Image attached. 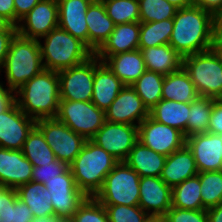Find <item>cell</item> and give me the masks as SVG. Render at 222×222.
<instances>
[{
  "instance_id": "cell-3",
  "label": "cell",
  "mask_w": 222,
  "mask_h": 222,
  "mask_svg": "<svg viewBox=\"0 0 222 222\" xmlns=\"http://www.w3.org/2000/svg\"><path fill=\"white\" fill-rule=\"evenodd\" d=\"M119 163L100 146L86 140L81 152L69 165L77 187L87 196L95 197L107 174Z\"/></svg>"
},
{
  "instance_id": "cell-31",
  "label": "cell",
  "mask_w": 222,
  "mask_h": 222,
  "mask_svg": "<svg viewBox=\"0 0 222 222\" xmlns=\"http://www.w3.org/2000/svg\"><path fill=\"white\" fill-rule=\"evenodd\" d=\"M198 175L188 178L172 188V207L190 210L203 209Z\"/></svg>"
},
{
  "instance_id": "cell-57",
  "label": "cell",
  "mask_w": 222,
  "mask_h": 222,
  "mask_svg": "<svg viewBox=\"0 0 222 222\" xmlns=\"http://www.w3.org/2000/svg\"><path fill=\"white\" fill-rule=\"evenodd\" d=\"M55 222H75L73 218H56Z\"/></svg>"
},
{
  "instance_id": "cell-46",
  "label": "cell",
  "mask_w": 222,
  "mask_h": 222,
  "mask_svg": "<svg viewBox=\"0 0 222 222\" xmlns=\"http://www.w3.org/2000/svg\"><path fill=\"white\" fill-rule=\"evenodd\" d=\"M40 0H14L15 26Z\"/></svg>"
},
{
  "instance_id": "cell-32",
  "label": "cell",
  "mask_w": 222,
  "mask_h": 222,
  "mask_svg": "<svg viewBox=\"0 0 222 222\" xmlns=\"http://www.w3.org/2000/svg\"><path fill=\"white\" fill-rule=\"evenodd\" d=\"M163 75L157 72L145 71L132 85L144 106L150 111L162 100Z\"/></svg>"
},
{
  "instance_id": "cell-37",
  "label": "cell",
  "mask_w": 222,
  "mask_h": 222,
  "mask_svg": "<svg viewBox=\"0 0 222 222\" xmlns=\"http://www.w3.org/2000/svg\"><path fill=\"white\" fill-rule=\"evenodd\" d=\"M115 25L140 22L138 0H101Z\"/></svg>"
},
{
  "instance_id": "cell-8",
  "label": "cell",
  "mask_w": 222,
  "mask_h": 222,
  "mask_svg": "<svg viewBox=\"0 0 222 222\" xmlns=\"http://www.w3.org/2000/svg\"><path fill=\"white\" fill-rule=\"evenodd\" d=\"M56 119L90 140L105 123V111L92 101L60 100Z\"/></svg>"
},
{
  "instance_id": "cell-40",
  "label": "cell",
  "mask_w": 222,
  "mask_h": 222,
  "mask_svg": "<svg viewBox=\"0 0 222 222\" xmlns=\"http://www.w3.org/2000/svg\"><path fill=\"white\" fill-rule=\"evenodd\" d=\"M109 222H143L148 215L139 205H104Z\"/></svg>"
},
{
  "instance_id": "cell-10",
  "label": "cell",
  "mask_w": 222,
  "mask_h": 222,
  "mask_svg": "<svg viewBox=\"0 0 222 222\" xmlns=\"http://www.w3.org/2000/svg\"><path fill=\"white\" fill-rule=\"evenodd\" d=\"M43 186L49 190V196L57 218H72L87 196L77 187L70 168Z\"/></svg>"
},
{
  "instance_id": "cell-44",
  "label": "cell",
  "mask_w": 222,
  "mask_h": 222,
  "mask_svg": "<svg viewBox=\"0 0 222 222\" xmlns=\"http://www.w3.org/2000/svg\"><path fill=\"white\" fill-rule=\"evenodd\" d=\"M208 133L222 136V99H214Z\"/></svg>"
},
{
  "instance_id": "cell-51",
  "label": "cell",
  "mask_w": 222,
  "mask_h": 222,
  "mask_svg": "<svg viewBox=\"0 0 222 222\" xmlns=\"http://www.w3.org/2000/svg\"><path fill=\"white\" fill-rule=\"evenodd\" d=\"M208 222H222V203L217 206L207 208Z\"/></svg>"
},
{
  "instance_id": "cell-53",
  "label": "cell",
  "mask_w": 222,
  "mask_h": 222,
  "mask_svg": "<svg viewBox=\"0 0 222 222\" xmlns=\"http://www.w3.org/2000/svg\"><path fill=\"white\" fill-rule=\"evenodd\" d=\"M167 1L173 4L178 9L189 7L194 4V0H167Z\"/></svg>"
},
{
  "instance_id": "cell-15",
  "label": "cell",
  "mask_w": 222,
  "mask_h": 222,
  "mask_svg": "<svg viewBox=\"0 0 222 222\" xmlns=\"http://www.w3.org/2000/svg\"><path fill=\"white\" fill-rule=\"evenodd\" d=\"M57 27V0H40L20 20L17 25V33L25 38L40 39Z\"/></svg>"
},
{
  "instance_id": "cell-38",
  "label": "cell",
  "mask_w": 222,
  "mask_h": 222,
  "mask_svg": "<svg viewBox=\"0 0 222 222\" xmlns=\"http://www.w3.org/2000/svg\"><path fill=\"white\" fill-rule=\"evenodd\" d=\"M140 10V22H158L173 19L177 7L167 0H138Z\"/></svg>"
},
{
  "instance_id": "cell-36",
  "label": "cell",
  "mask_w": 222,
  "mask_h": 222,
  "mask_svg": "<svg viewBox=\"0 0 222 222\" xmlns=\"http://www.w3.org/2000/svg\"><path fill=\"white\" fill-rule=\"evenodd\" d=\"M203 209L222 203V170L198 173Z\"/></svg>"
},
{
  "instance_id": "cell-11",
  "label": "cell",
  "mask_w": 222,
  "mask_h": 222,
  "mask_svg": "<svg viewBox=\"0 0 222 222\" xmlns=\"http://www.w3.org/2000/svg\"><path fill=\"white\" fill-rule=\"evenodd\" d=\"M90 140L124 162L138 141V126L105 121Z\"/></svg>"
},
{
  "instance_id": "cell-6",
  "label": "cell",
  "mask_w": 222,
  "mask_h": 222,
  "mask_svg": "<svg viewBox=\"0 0 222 222\" xmlns=\"http://www.w3.org/2000/svg\"><path fill=\"white\" fill-rule=\"evenodd\" d=\"M199 96L222 99V52L216 47L182 58Z\"/></svg>"
},
{
  "instance_id": "cell-35",
  "label": "cell",
  "mask_w": 222,
  "mask_h": 222,
  "mask_svg": "<svg viewBox=\"0 0 222 222\" xmlns=\"http://www.w3.org/2000/svg\"><path fill=\"white\" fill-rule=\"evenodd\" d=\"M213 100L212 97L198 96L190 103L188 136L208 131Z\"/></svg>"
},
{
  "instance_id": "cell-48",
  "label": "cell",
  "mask_w": 222,
  "mask_h": 222,
  "mask_svg": "<svg viewBox=\"0 0 222 222\" xmlns=\"http://www.w3.org/2000/svg\"><path fill=\"white\" fill-rule=\"evenodd\" d=\"M0 82V113L4 112L14 101L15 92Z\"/></svg>"
},
{
  "instance_id": "cell-42",
  "label": "cell",
  "mask_w": 222,
  "mask_h": 222,
  "mask_svg": "<svg viewBox=\"0 0 222 222\" xmlns=\"http://www.w3.org/2000/svg\"><path fill=\"white\" fill-rule=\"evenodd\" d=\"M164 217L166 222H208L206 209L190 210L171 207Z\"/></svg>"
},
{
  "instance_id": "cell-54",
  "label": "cell",
  "mask_w": 222,
  "mask_h": 222,
  "mask_svg": "<svg viewBox=\"0 0 222 222\" xmlns=\"http://www.w3.org/2000/svg\"><path fill=\"white\" fill-rule=\"evenodd\" d=\"M216 36H222V11L215 17Z\"/></svg>"
},
{
  "instance_id": "cell-30",
  "label": "cell",
  "mask_w": 222,
  "mask_h": 222,
  "mask_svg": "<svg viewBox=\"0 0 222 222\" xmlns=\"http://www.w3.org/2000/svg\"><path fill=\"white\" fill-rule=\"evenodd\" d=\"M18 198L27 204L34 218L54 215L49 190L41 183L28 182L16 189Z\"/></svg>"
},
{
  "instance_id": "cell-26",
  "label": "cell",
  "mask_w": 222,
  "mask_h": 222,
  "mask_svg": "<svg viewBox=\"0 0 222 222\" xmlns=\"http://www.w3.org/2000/svg\"><path fill=\"white\" fill-rule=\"evenodd\" d=\"M166 158L137 141L124 162L140 177H160Z\"/></svg>"
},
{
  "instance_id": "cell-22",
  "label": "cell",
  "mask_w": 222,
  "mask_h": 222,
  "mask_svg": "<svg viewBox=\"0 0 222 222\" xmlns=\"http://www.w3.org/2000/svg\"><path fill=\"white\" fill-rule=\"evenodd\" d=\"M124 83L131 86L145 71L140 49L121 52L112 56H96Z\"/></svg>"
},
{
  "instance_id": "cell-52",
  "label": "cell",
  "mask_w": 222,
  "mask_h": 222,
  "mask_svg": "<svg viewBox=\"0 0 222 222\" xmlns=\"http://www.w3.org/2000/svg\"><path fill=\"white\" fill-rule=\"evenodd\" d=\"M0 31H17V26L0 14Z\"/></svg>"
},
{
  "instance_id": "cell-50",
  "label": "cell",
  "mask_w": 222,
  "mask_h": 222,
  "mask_svg": "<svg viewBox=\"0 0 222 222\" xmlns=\"http://www.w3.org/2000/svg\"><path fill=\"white\" fill-rule=\"evenodd\" d=\"M0 14L15 25L14 0H0Z\"/></svg>"
},
{
  "instance_id": "cell-23",
  "label": "cell",
  "mask_w": 222,
  "mask_h": 222,
  "mask_svg": "<svg viewBox=\"0 0 222 222\" xmlns=\"http://www.w3.org/2000/svg\"><path fill=\"white\" fill-rule=\"evenodd\" d=\"M195 159L185 144L167 156L160 178L171 188L198 175Z\"/></svg>"
},
{
  "instance_id": "cell-4",
  "label": "cell",
  "mask_w": 222,
  "mask_h": 222,
  "mask_svg": "<svg viewBox=\"0 0 222 222\" xmlns=\"http://www.w3.org/2000/svg\"><path fill=\"white\" fill-rule=\"evenodd\" d=\"M44 69L38 39L25 38L18 33L12 38L0 73L4 70L6 86L17 91Z\"/></svg>"
},
{
  "instance_id": "cell-7",
  "label": "cell",
  "mask_w": 222,
  "mask_h": 222,
  "mask_svg": "<svg viewBox=\"0 0 222 222\" xmlns=\"http://www.w3.org/2000/svg\"><path fill=\"white\" fill-rule=\"evenodd\" d=\"M140 176L125 162H119L105 177L95 198L102 205L137 206Z\"/></svg>"
},
{
  "instance_id": "cell-28",
  "label": "cell",
  "mask_w": 222,
  "mask_h": 222,
  "mask_svg": "<svg viewBox=\"0 0 222 222\" xmlns=\"http://www.w3.org/2000/svg\"><path fill=\"white\" fill-rule=\"evenodd\" d=\"M190 103L160 100L150 111L149 116L165 125L174 127L188 137Z\"/></svg>"
},
{
  "instance_id": "cell-34",
  "label": "cell",
  "mask_w": 222,
  "mask_h": 222,
  "mask_svg": "<svg viewBox=\"0 0 222 222\" xmlns=\"http://www.w3.org/2000/svg\"><path fill=\"white\" fill-rule=\"evenodd\" d=\"M173 26V19L148 23L140 22L139 48L169 44Z\"/></svg>"
},
{
  "instance_id": "cell-41",
  "label": "cell",
  "mask_w": 222,
  "mask_h": 222,
  "mask_svg": "<svg viewBox=\"0 0 222 222\" xmlns=\"http://www.w3.org/2000/svg\"><path fill=\"white\" fill-rule=\"evenodd\" d=\"M69 169V165L55 159L50 164L34 167L32 171V181L41 183L56 178V176L64 174Z\"/></svg>"
},
{
  "instance_id": "cell-9",
  "label": "cell",
  "mask_w": 222,
  "mask_h": 222,
  "mask_svg": "<svg viewBox=\"0 0 222 222\" xmlns=\"http://www.w3.org/2000/svg\"><path fill=\"white\" fill-rule=\"evenodd\" d=\"M36 127L42 132L56 159L68 165L74 161L86 142L83 136L56 118L36 120Z\"/></svg>"
},
{
  "instance_id": "cell-17",
  "label": "cell",
  "mask_w": 222,
  "mask_h": 222,
  "mask_svg": "<svg viewBox=\"0 0 222 222\" xmlns=\"http://www.w3.org/2000/svg\"><path fill=\"white\" fill-rule=\"evenodd\" d=\"M148 116V109L131 86H124L117 98L105 110L106 121L112 123L139 126Z\"/></svg>"
},
{
  "instance_id": "cell-55",
  "label": "cell",
  "mask_w": 222,
  "mask_h": 222,
  "mask_svg": "<svg viewBox=\"0 0 222 222\" xmlns=\"http://www.w3.org/2000/svg\"><path fill=\"white\" fill-rule=\"evenodd\" d=\"M143 222H166L164 216L160 215H147Z\"/></svg>"
},
{
  "instance_id": "cell-39",
  "label": "cell",
  "mask_w": 222,
  "mask_h": 222,
  "mask_svg": "<svg viewBox=\"0 0 222 222\" xmlns=\"http://www.w3.org/2000/svg\"><path fill=\"white\" fill-rule=\"evenodd\" d=\"M72 218L75 222H109L104 205L95 197H87Z\"/></svg>"
},
{
  "instance_id": "cell-49",
  "label": "cell",
  "mask_w": 222,
  "mask_h": 222,
  "mask_svg": "<svg viewBox=\"0 0 222 222\" xmlns=\"http://www.w3.org/2000/svg\"><path fill=\"white\" fill-rule=\"evenodd\" d=\"M194 4L211 12L215 17L222 11V0H194Z\"/></svg>"
},
{
  "instance_id": "cell-19",
  "label": "cell",
  "mask_w": 222,
  "mask_h": 222,
  "mask_svg": "<svg viewBox=\"0 0 222 222\" xmlns=\"http://www.w3.org/2000/svg\"><path fill=\"white\" fill-rule=\"evenodd\" d=\"M32 163L22 150L0 147V184L17 189L32 181Z\"/></svg>"
},
{
  "instance_id": "cell-47",
  "label": "cell",
  "mask_w": 222,
  "mask_h": 222,
  "mask_svg": "<svg viewBox=\"0 0 222 222\" xmlns=\"http://www.w3.org/2000/svg\"><path fill=\"white\" fill-rule=\"evenodd\" d=\"M17 31H0V66L4 63L9 44Z\"/></svg>"
},
{
  "instance_id": "cell-20",
  "label": "cell",
  "mask_w": 222,
  "mask_h": 222,
  "mask_svg": "<svg viewBox=\"0 0 222 222\" xmlns=\"http://www.w3.org/2000/svg\"><path fill=\"white\" fill-rule=\"evenodd\" d=\"M94 0H57L58 27L69 32L88 47L86 12Z\"/></svg>"
},
{
  "instance_id": "cell-56",
  "label": "cell",
  "mask_w": 222,
  "mask_h": 222,
  "mask_svg": "<svg viewBox=\"0 0 222 222\" xmlns=\"http://www.w3.org/2000/svg\"><path fill=\"white\" fill-rule=\"evenodd\" d=\"M56 218L54 215L35 217L32 222H55Z\"/></svg>"
},
{
  "instance_id": "cell-45",
  "label": "cell",
  "mask_w": 222,
  "mask_h": 222,
  "mask_svg": "<svg viewBox=\"0 0 222 222\" xmlns=\"http://www.w3.org/2000/svg\"><path fill=\"white\" fill-rule=\"evenodd\" d=\"M33 219L34 216L27 204L18 198L13 205V222H32Z\"/></svg>"
},
{
  "instance_id": "cell-21",
  "label": "cell",
  "mask_w": 222,
  "mask_h": 222,
  "mask_svg": "<svg viewBox=\"0 0 222 222\" xmlns=\"http://www.w3.org/2000/svg\"><path fill=\"white\" fill-rule=\"evenodd\" d=\"M124 83L94 55V81L91 101L105 111L124 88Z\"/></svg>"
},
{
  "instance_id": "cell-24",
  "label": "cell",
  "mask_w": 222,
  "mask_h": 222,
  "mask_svg": "<svg viewBox=\"0 0 222 222\" xmlns=\"http://www.w3.org/2000/svg\"><path fill=\"white\" fill-rule=\"evenodd\" d=\"M88 48L95 53L108 39L115 24L107 15L101 0H94L87 9Z\"/></svg>"
},
{
  "instance_id": "cell-5",
  "label": "cell",
  "mask_w": 222,
  "mask_h": 222,
  "mask_svg": "<svg viewBox=\"0 0 222 222\" xmlns=\"http://www.w3.org/2000/svg\"><path fill=\"white\" fill-rule=\"evenodd\" d=\"M40 39H44V43ZM40 39L38 42L44 69L58 72L78 66L94 55L83 42L59 27Z\"/></svg>"
},
{
  "instance_id": "cell-2",
  "label": "cell",
  "mask_w": 222,
  "mask_h": 222,
  "mask_svg": "<svg viewBox=\"0 0 222 222\" xmlns=\"http://www.w3.org/2000/svg\"><path fill=\"white\" fill-rule=\"evenodd\" d=\"M60 100L58 72L48 69L15 91L18 107L34 120L56 118Z\"/></svg>"
},
{
  "instance_id": "cell-18",
  "label": "cell",
  "mask_w": 222,
  "mask_h": 222,
  "mask_svg": "<svg viewBox=\"0 0 222 222\" xmlns=\"http://www.w3.org/2000/svg\"><path fill=\"white\" fill-rule=\"evenodd\" d=\"M139 206L148 215L165 216L172 207V188L160 177H140Z\"/></svg>"
},
{
  "instance_id": "cell-58",
  "label": "cell",
  "mask_w": 222,
  "mask_h": 222,
  "mask_svg": "<svg viewBox=\"0 0 222 222\" xmlns=\"http://www.w3.org/2000/svg\"><path fill=\"white\" fill-rule=\"evenodd\" d=\"M216 46L222 52V36H217Z\"/></svg>"
},
{
  "instance_id": "cell-12",
  "label": "cell",
  "mask_w": 222,
  "mask_h": 222,
  "mask_svg": "<svg viewBox=\"0 0 222 222\" xmlns=\"http://www.w3.org/2000/svg\"><path fill=\"white\" fill-rule=\"evenodd\" d=\"M60 99L91 101L94 81V55L84 63L58 71Z\"/></svg>"
},
{
  "instance_id": "cell-1",
  "label": "cell",
  "mask_w": 222,
  "mask_h": 222,
  "mask_svg": "<svg viewBox=\"0 0 222 222\" xmlns=\"http://www.w3.org/2000/svg\"><path fill=\"white\" fill-rule=\"evenodd\" d=\"M169 45L182 57L216 47L215 16L199 6L177 9Z\"/></svg>"
},
{
  "instance_id": "cell-25",
  "label": "cell",
  "mask_w": 222,
  "mask_h": 222,
  "mask_svg": "<svg viewBox=\"0 0 222 222\" xmlns=\"http://www.w3.org/2000/svg\"><path fill=\"white\" fill-rule=\"evenodd\" d=\"M140 22L117 24L114 30L94 53L95 56H112L139 48Z\"/></svg>"
},
{
  "instance_id": "cell-43",
  "label": "cell",
  "mask_w": 222,
  "mask_h": 222,
  "mask_svg": "<svg viewBox=\"0 0 222 222\" xmlns=\"http://www.w3.org/2000/svg\"><path fill=\"white\" fill-rule=\"evenodd\" d=\"M17 199L16 189L0 184V222H13V205Z\"/></svg>"
},
{
  "instance_id": "cell-27",
  "label": "cell",
  "mask_w": 222,
  "mask_h": 222,
  "mask_svg": "<svg viewBox=\"0 0 222 222\" xmlns=\"http://www.w3.org/2000/svg\"><path fill=\"white\" fill-rule=\"evenodd\" d=\"M138 49L142 53L147 71L166 76L182 67V57L169 44Z\"/></svg>"
},
{
  "instance_id": "cell-33",
  "label": "cell",
  "mask_w": 222,
  "mask_h": 222,
  "mask_svg": "<svg viewBox=\"0 0 222 222\" xmlns=\"http://www.w3.org/2000/svg\"><path fill=\"white\" fill-rule=\"evenodd\" d=\"M22 152L33 167L50 164L56 159L42 132L36 126L28 134Z\"/></svg>"
},
{
  "instance_id": "cell-29",
  "label": "cell",
  "mask_w": 222,
  "mask_h": 222,
  "mask_svg": "<svg viewBox=\"0 0 222 222\" xmlns=\"http://www.w3.org/2000/svg\"><path fill=\"white\" fill-rule=\"evenodd\" d=\"M198 96L195 85L183 67L164 77L162 99L191 103Z\"/></svg>"
},
{
  "instance_id": "cell-16",
  "label": "cell",
  "mask_w": 222,
  "mask_h": 222,
  "mask_svg": "<svg viewBox=\"0 0 222 222\" xmlns=\"http://www.w3.org/2000/svg\"><path fill=\"white\" fill-rule=\"evenodd\" d=\"M186 145L192 152L199 173L222 170V136L197 133L186 137Z\"/></svg>"
},
{
  "instance_id": "cell-13",
  "label": "cell",
  "mask_w": 222,
  "mask_h": 222,
  "mask_svg": "<svg viewBox=\"0 0 222 222\" xmlns=\"http://www.w3.org/2000/svg\"><path fill=\"white\" fill-rule=\"evenodd\" d=\"M138 141L157 153L169 156L186 144V137L180 130L148 116L138 126Z\"/></svg>"
},
{
  "instance_id": "cell-14",
  "label": "cell",
  "mask_w": 222,
  "mask_h": 222,
  "mask_svg": "<svg viewBox=\"0 0 222 222\" xmlns=\"http://www.w3.org/2000/svg\"><path fill=\"white\" fill-rule=\"evenodd\" d=\"M36 126V120L28 117L14 101L0 113V147L22 150L28 134Z\"/></svg>"
}]
</instances>
